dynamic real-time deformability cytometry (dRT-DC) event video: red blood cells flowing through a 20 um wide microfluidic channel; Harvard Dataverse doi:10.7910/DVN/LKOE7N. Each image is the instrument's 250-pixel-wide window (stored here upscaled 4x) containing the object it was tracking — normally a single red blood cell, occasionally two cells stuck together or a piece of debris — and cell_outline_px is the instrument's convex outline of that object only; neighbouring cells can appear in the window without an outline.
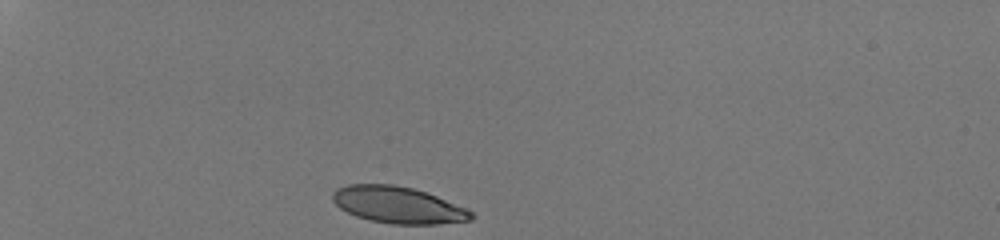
{"species": "human", "species_latin": "Homo sapiens", "temperature_condition": "room temperature", "stored_images_in_passage": 30, "camera_frame_rate_fps": 3000, "um_per_image_px": 0.085, "donor": {"sex": "male"}, "frame": {"image": 1, "passage_image": 1, "time_ms": 0.0, "image_size_px": [1000, 240], "cell_outline_px": [[476, 216], [472, 220], [436, 224], [392, 224], [372, 220], [356, 216], [340, 208], [332, 200], [332, 192], [336, 188], [348, 184], [392, 184], [412, 188], [436, 196], [468, 208]], "centroid_in_image_um": [33.84, 17.42], "position_along_channel_um": 51.2, "area_um2": 29.59}}
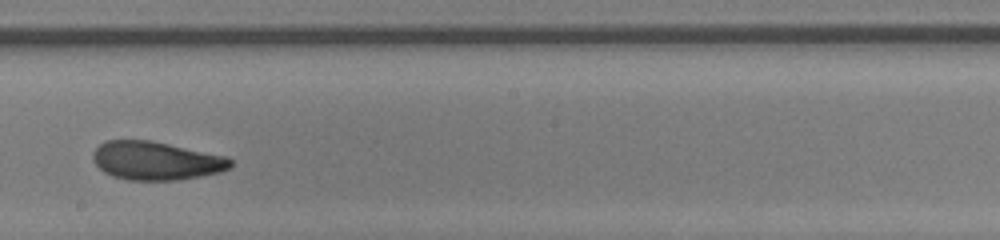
{"frame": {"image": 2, "passage_image": 18, "time_ms": 5.667, "image_size_px": [1000, 240], "cell_outline_px": [[232, 164], [228, 168], [220, 172], [200, 176], [176, 180], [128, 180], [112, 176], [104, 172], [92, 160], [92, 152], [104, 140], [152, 140], [228, 156], [232, 160]], "centroid_in_image_um": [13.25, 13.65], "position_along_channel_um": 234.9, "area_um2": 31.04}}
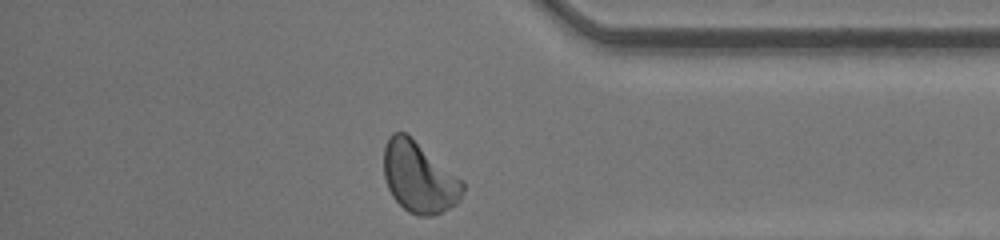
{"frame": {"image": 3, "passage_image": 30, "time_ms": 9.667, "image_size_px": [1000, 240], "cell_outline_px": [[464, 192], [460, 200], [456, 204], [432, 216], [416, 216], [408, 212], [392, 196], [388, 188], [384, 176], [384, 144], [388, 136], [392, 132], [404, 132], [464, 180]], "centroid_in_image_um": [35.62, 15.08], "position_along_channel_um": 399.6, "area_um2": 32.66}, "authors_computed_cell_mechanics": {"area_um2": 31.3565, "velocity_mm_per_s": 4.2696, "shape_relaxation_time_tau1_ms": 8.1161, "shape_relaxation_time_tau2_ms": 1.0526, "deformation_change_tau1": 0.1993, "deformation_change_tau2": 0.0721}}